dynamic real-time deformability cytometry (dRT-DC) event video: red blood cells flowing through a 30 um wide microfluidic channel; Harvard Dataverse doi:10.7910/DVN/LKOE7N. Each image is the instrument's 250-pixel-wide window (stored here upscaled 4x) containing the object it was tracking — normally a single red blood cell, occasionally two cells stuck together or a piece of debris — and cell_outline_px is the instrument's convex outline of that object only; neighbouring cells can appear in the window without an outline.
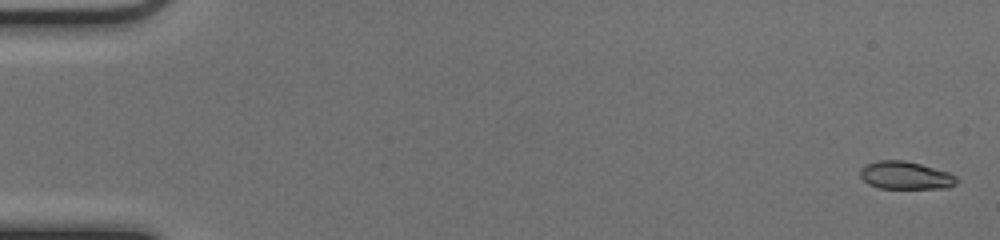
{"species": "common noctule bat (a hibernating species)", "species_latin": "Nyctalus noctula", "temperature_condition": "cold", "stored_images_in_passage": 53, "camera_frame_rate_fps": 3000, "um_per_image_px": 0.085, "animal": {"sex": "female", "body_mass_g": 17.0, "forearm_length_mm": 48.0}, "frame": {"image": 1, "passage_image": 2, "time_ms": 0.333, "image_size_px": [1000, 240], "cell_outline_px": [[960, 180], [956, 184], [948, 188], [880, 188], [868, 184], [860, 176], [860, 168], [864, 164], [876, 160], [904, 160], [920, 164], [948, 172], [956, 176]], "centroid_in_image_um": [76.96, 14.9], "position_along_channel_um": 8.0, "area_um2": 15.78}}
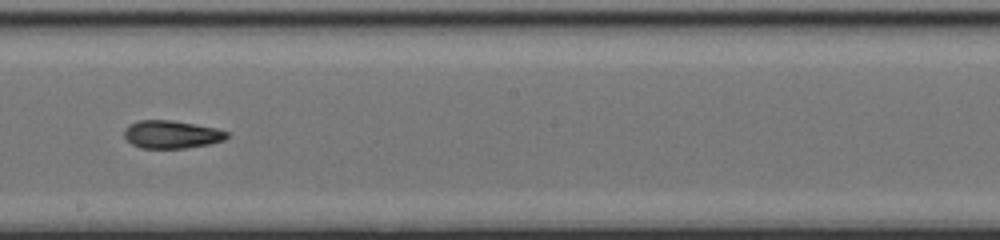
{"frame": {"image": 2, "passage_image": 31, "time_ms": 10.0, "image_size_px": [1000, 240], "cell_outline_px": [[228, 136], [224, 140], [208, 144], [184, 148], [140, 148], [132, 144], [124, 136], [124, 128], [128, 124], [140, 120], [172, 120], [216, 128], [228, 132]], "centroid_in_image_um": [14.55, 11.42], "position_along_channel_um": 233.6, "area_um2": 16.65}}
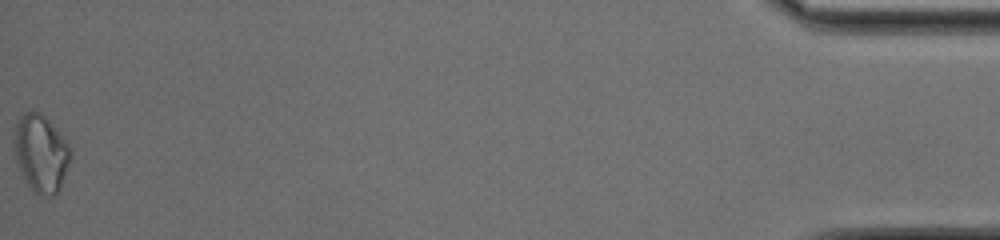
{"frame": {"image": 3, "passage_image": 53, "time_ms": 17.333, "image_size_px": [1000, 240], "cell_outline_px": [[72, 156], [60, 188], [52, 196], [40, 196], [28, 184], [12, 152], [12, 140], [16, 124], [20, 116], [24, 112], [40, 112], [48, 120], [72, 148]], "centroid_in_image_um": [3.47, 13.02], "position_along_channel_um": 431.7, "area_um2": 25.43}, "authors_computed_cell_mechanics": {"area_um2": 17.051, "velocity_mm_per_s": 4.0404, "shape_relaxation_time_tau1_ms": 5.3429, "shape_relaxation_time_tau2_ms": 2.4105, "deformation_change_tau1": 0.1588, "deformation_change_tau2": 0.0689}}